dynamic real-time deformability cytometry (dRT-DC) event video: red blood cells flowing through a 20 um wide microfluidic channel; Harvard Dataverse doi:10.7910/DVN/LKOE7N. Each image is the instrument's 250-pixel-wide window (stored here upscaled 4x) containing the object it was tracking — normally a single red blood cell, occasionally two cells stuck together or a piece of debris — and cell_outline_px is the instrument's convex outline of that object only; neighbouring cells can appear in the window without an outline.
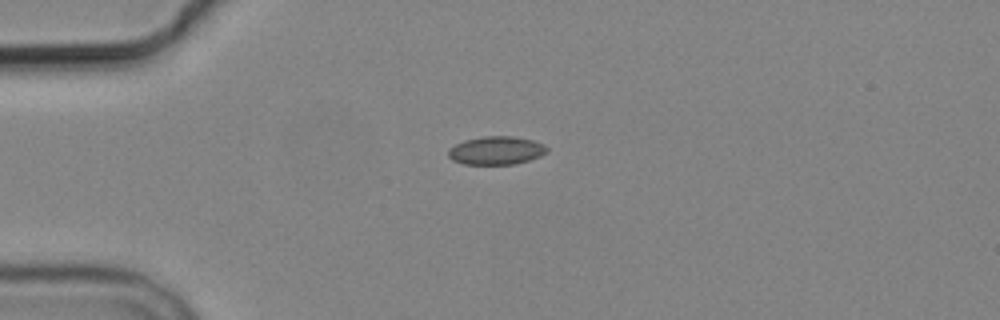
{"species": "common noctule bat (a hibernating species)", "species_latin": "Nyctalus noctula", "temperature_condition": "cold", "stored_images_in_passage": 6, "camera_frame_rate_fps": 3000, "um_per_image_px": 0.085, "animal": {"sex": "male", "body_mass_g": 19.2, "forearm_length_mm": 51.8}, "frame": {"image": 1, "passage_image": 1, "time_ms": 0.0, "image_size_px": [1000, 320], "cell_outline_px": [[548, 152], [540, 156], [516, 164], [464, 164], [452, 160], [448, 156], [448, 148], [464, 140], [484, 136], [512, 136], [532, 140], [544, 144], [548, 148]], "centroid_in_image_um": [42.18, 12.79], "position_along_channel_um": 42.8, "area_um2": 16.3}}
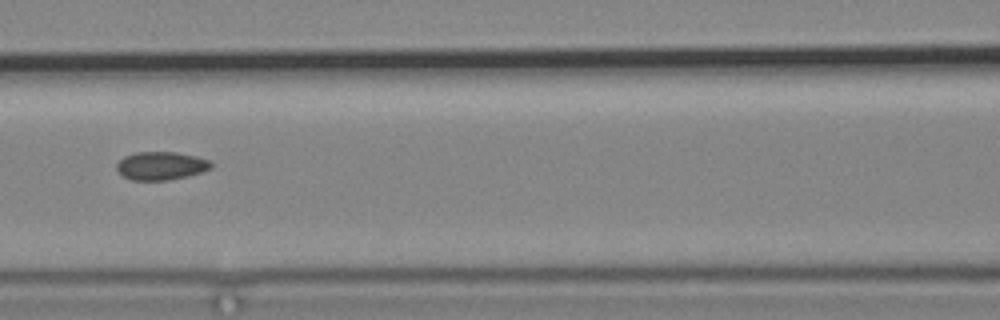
{"frame": {"image": 2, "passage_image": 4, "time_ms": 3.667, "image_size_px": [1000, 320], "cell_outline_px": [[212, 168], [188, 176], [168, 180], [132, 180], [124, 176], [116, 168], [116, 164], [124, 156], [136, 152], [176, 152], [196, 156], [208, 160], [212, 164]], "centroid_in_image_um": [13.68, 14.09], "position_along_channel_um": 152.9, "area_um2": 15.43}}
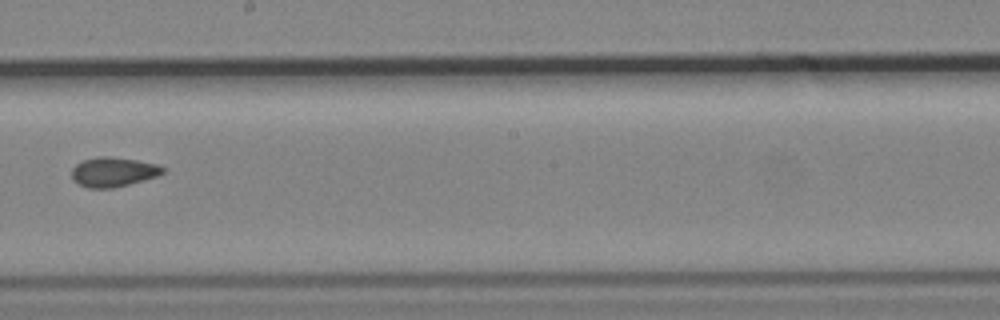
{"frame": {"image": 3, "passage_image": 6, "time_ms": 6.0, "image_size_px": [1000, 320], "cell_outline_px": [[168, 168], [164, 172], [156, 176], [144, 180], [112, 188], [88, 188], [72, 180], [72, 168], [76, 164], [84, 160], [96, 156], [108, 156], [136, 160], [160, 164]], "centroid_in_image_um": [9.65, 14.6], "position_along_channel_um": 238.5, "area_um2": 15.78}}